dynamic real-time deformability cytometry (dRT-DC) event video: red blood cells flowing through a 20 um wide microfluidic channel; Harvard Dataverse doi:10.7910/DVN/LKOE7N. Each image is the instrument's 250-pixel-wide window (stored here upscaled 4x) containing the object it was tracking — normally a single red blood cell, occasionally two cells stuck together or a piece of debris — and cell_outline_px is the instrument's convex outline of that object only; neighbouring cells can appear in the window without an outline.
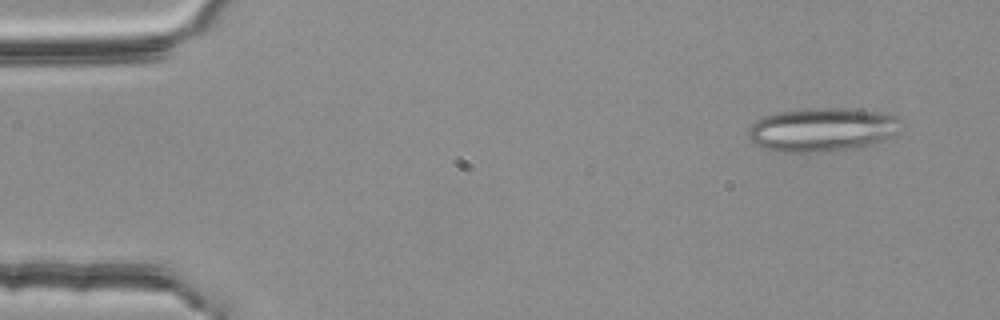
{"species": "common noctule bat (a hibernating species)", "species_latin": "Nyctalus noctula", "temperature_condition": "room temperature", "stored_images_in_passage": 53, "segment_of_instrument_passage": [1, 2], "camera_frame_rate_fps": 3000, "um_per_image_px": 0.085, "animal": {"sex": "female", "body_mass_g": 25.1}, "frame": {"image": 1, "passage_image": 4, "time_ms": 1.0, "image_size_px": [1000, 320], "cell_outline_px": [[896, 132], [892, 136], [884, 140], [872, 144], [856, 148], [820, 152], [784, 152], [764, 148], [756, 144], [748, 136], [748, 128], [756, 120], [764, 116], [780, 112], [832, 108], [860, 108], [884, 112], [896, 116]], "centroid_in_image_um": [69.88, 11.02], "position_along_channel_um": 15.1, "area_um2": 38.49}}